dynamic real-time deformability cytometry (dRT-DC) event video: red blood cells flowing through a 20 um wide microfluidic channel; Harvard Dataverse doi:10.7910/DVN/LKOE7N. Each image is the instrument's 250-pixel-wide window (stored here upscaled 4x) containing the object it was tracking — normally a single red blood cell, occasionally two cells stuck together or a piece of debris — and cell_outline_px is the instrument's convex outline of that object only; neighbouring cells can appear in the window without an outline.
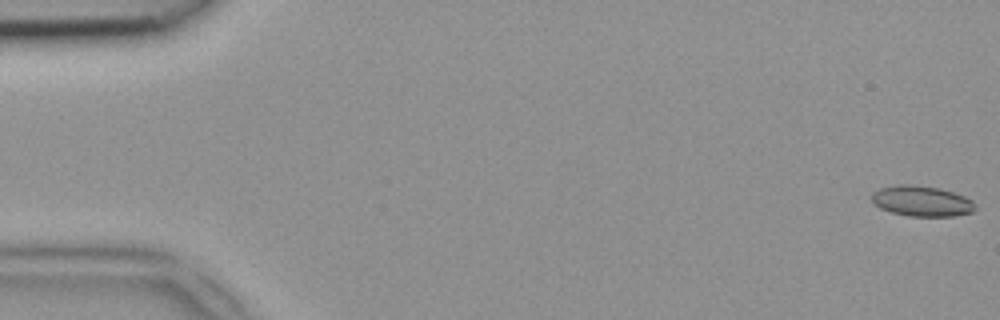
{"species": "common noctule bat (a hibernating species)", "species_latin": "Nyctalus noctula", "temperature_condition": "room temperature", "stored_images_in_passage": 48, "camera_frame_rate_fps": 3000, "um_per_image_px": 0.085, "animal": {"sex": "female", "body_mass_g": 18.4}, "frame": {"image": 1, "passage_image": 1, "time_ms": 0.0, "image_size_px": [1000, 320], "cell_outline_px": [[976, 208], [972, 212], [956, 216], [908, 216], [892, 212], [880, 208], [872, 204], [872, 192], [880, 188], [900, 184], [904, 184], [936, 188], [952, 192], [964, 196], [972, 200], [976, 204]], "centroid_in_image_um": [78.34, 17.11], "position_along_channel_um": 6.7, "area_um2": 18.32}}
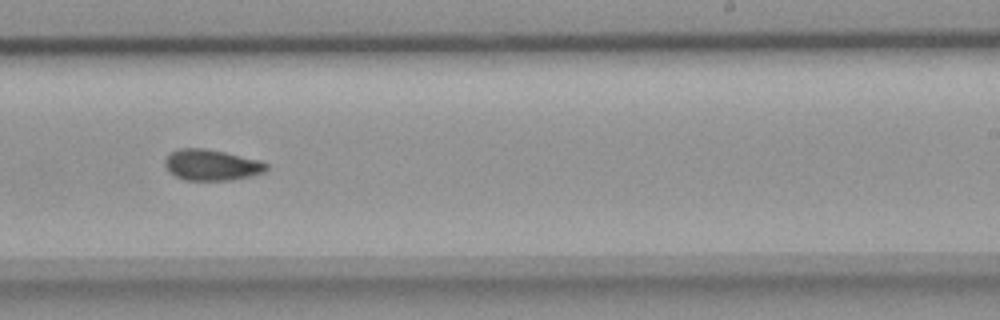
{"frame": {"image": 2, "passage_image": 30, "time_ms": 9.667, "image_size_px": [1000, 320], "cell_outline_px": [[268, 168], [264, 172], [232, 180], [184, 180], [176, 176], [164, 164], [164, 160], [168, 152], [180, 148], [204, 148], [224, 152], [260, 160], [268, 164]], "centroid_in_image_um": [17.97, 14.01], "position_along_channel_um": 271.0, "area_um2": 18.26}}
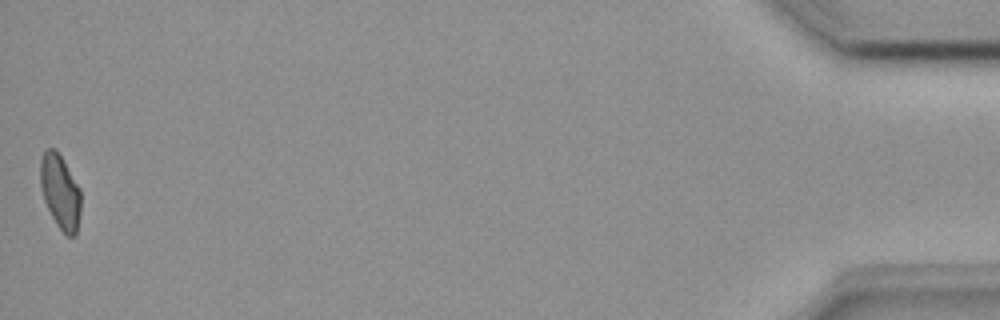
{"frame": {"image": 3, "passage_image": 48, "time_ms": 15.667, "image_size_px": [1000, 320], "cell_outline_px": [[80, 212], [76, 236], [68, 236], [56, 224], [44, 200], [40, 184], [40, 160], [44, 152], [48, 148], [56, 148], [80, 188]], "centroid_in_image_um": [5.11, 16.28], "position_along_channel_um": 430.1, "area_um2": 17.46}}